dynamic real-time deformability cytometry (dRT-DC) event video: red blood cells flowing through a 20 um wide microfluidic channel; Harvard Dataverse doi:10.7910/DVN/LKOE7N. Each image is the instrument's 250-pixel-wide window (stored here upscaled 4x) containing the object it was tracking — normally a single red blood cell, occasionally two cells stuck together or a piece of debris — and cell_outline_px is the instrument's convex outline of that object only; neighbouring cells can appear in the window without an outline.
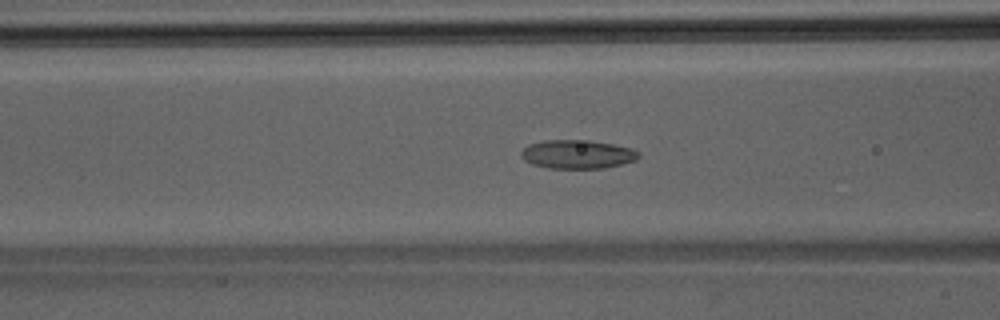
{"species": "Egyptian fruit bat (a non-hibernating species)", "species_latin": "Rousettus aegyptiacus", "temperature_condition": "room temperature", "stored_images_in_passage": 46, "camera_frame_rate_fps": 3000, "um_per_image_px": 0.085, "animal": {"sex": "male"}, "frame": {"image": 1, "passage_image": 19, "time_ms": 6.0, "image_size_px": [1000, 320], "cell_outline_px": [[640, 156], [636, 160], [604, 168], [548, 168], [532, 164], [524, 160], [520, 156], [520, 152], [528, 144], [544, 140], [588, 140], [612, 144], [632, 148], [640, 152]], "centroid_in_image_um": [49.06, 13.11], "position_along_channel_um": 117.5, "area_um2": 19.71}}
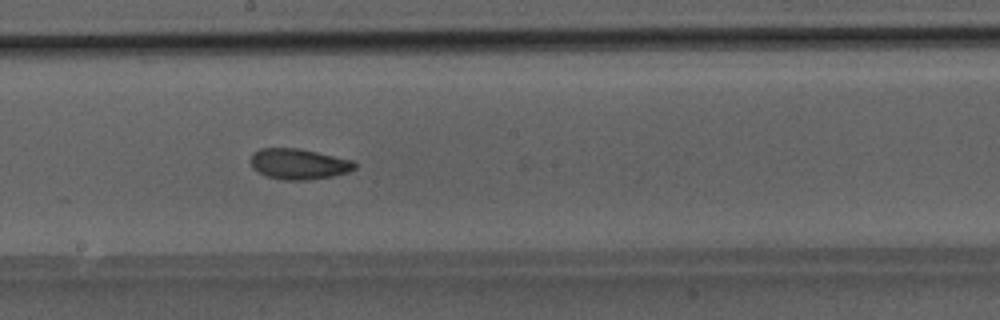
{"frame": {"image": 2, "passage_image": 26, "time_ms": 8.333, "image_size_px": [1000, 320], "cell_outline_px": [[356, 168], [348, 172], [332, 176], [304, 180], [284, 180], [268, 176], [252, 168], [248, 160], [252, 152], [260, 148], [296, 148], [316, 152], [352, 160], [356, 164]], "centroid_in_image_um": [25.34, 13.93], "position_along_channel_um": 222.9, "area_um2": 18.55}}
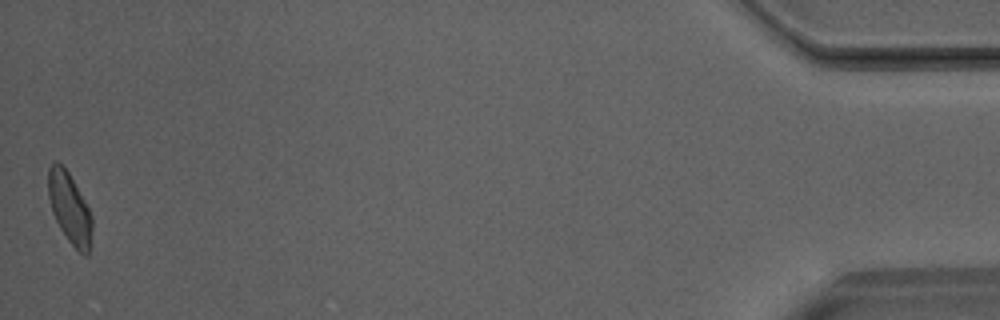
{"frame": {"image": 3, "passage_image": 46, "time_ms": 15.0, "image_size_px": [1000, 320], "cell_outline_px": [[92, 228], [88, 256], [84, 256], [68, 240], [60, 228], [52, 212], [48, 196], [48, 168], [56, 160], [68, 172], [84, 200], [92, 216]], "centroid_in_image_um": [5.91, 17.7], "position_along_channel_um": 429.3, "area_um2": 17.8}}